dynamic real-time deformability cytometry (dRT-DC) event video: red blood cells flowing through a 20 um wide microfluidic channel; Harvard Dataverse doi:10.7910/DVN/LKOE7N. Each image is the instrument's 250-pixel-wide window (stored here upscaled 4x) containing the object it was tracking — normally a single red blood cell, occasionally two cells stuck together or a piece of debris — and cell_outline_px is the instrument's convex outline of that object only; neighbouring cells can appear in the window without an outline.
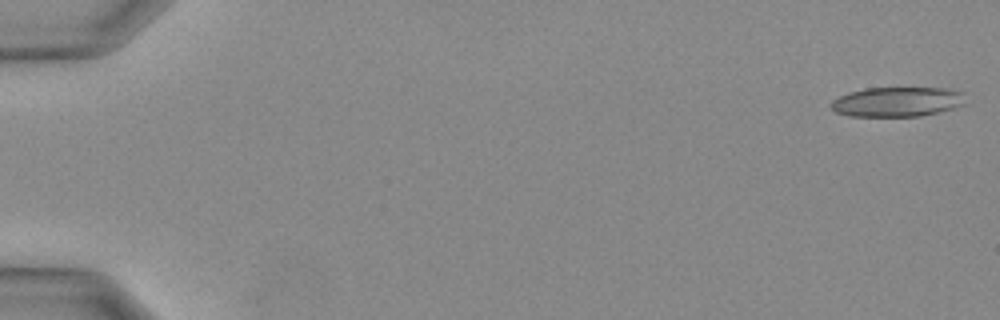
{"species": "Egyptian fruit bat (a non-hibernating species)", "species_latin": "Rousettus aegyptiacus", "temperature_condition": "warm", "stored_images_in_passage": 12, "camera_frame_rate_fps": 3000, "um_per_image_px": 0.085, "animal": {"sex": "female"}, "frame": {"image": 1, "passage_image": 1, "time_ms": 0.0, "image_size_px": [1000, 320], "cell_outline_px": [[964, 104], [952, 108], [920, 116], [848, 116], [836, 112], [828, 104], [832, 100], [848, 92], [864, 88], [948, 88], [964, 92]], "centroid_in_image_um": [76.23, 8.64], "position_along_channel_um": 8.8, "area_um2": 23.29}}
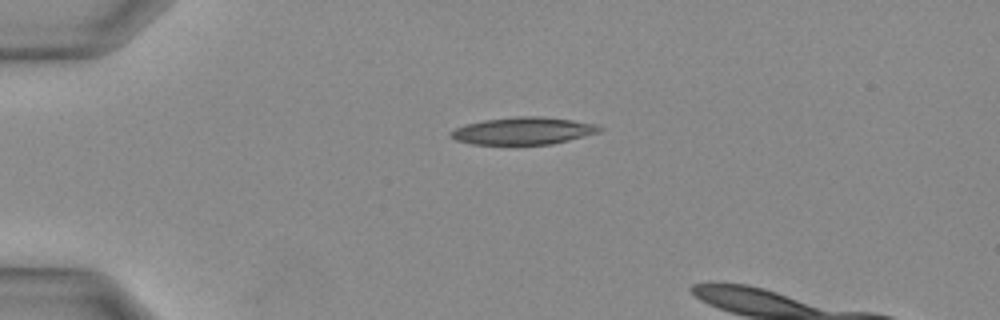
{"frame": {"image": 2, "passage_image": 9, "time_ms": 2.667, "image_size_px": [1000, 320], "cell_outline_px": [[604, 128], [600, 132], [552, 144], [472, 144], [456, 140], [448, 136], [448, 132], [464, 124], [484, 120], [516, 116], [540, 116], [572, 120], [596, 124]], "centroid_in_image_um": [44.45, 11.11], "position_along_channel_um": 40.6, "area_um2": 23.7}}